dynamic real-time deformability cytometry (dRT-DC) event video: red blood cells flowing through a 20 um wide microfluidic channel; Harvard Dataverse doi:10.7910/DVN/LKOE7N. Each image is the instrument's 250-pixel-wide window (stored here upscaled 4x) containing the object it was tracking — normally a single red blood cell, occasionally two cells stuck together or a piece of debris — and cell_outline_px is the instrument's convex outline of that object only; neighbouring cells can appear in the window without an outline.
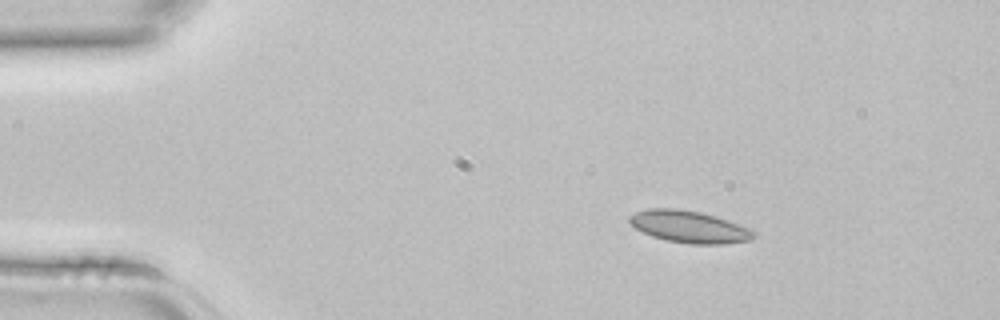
{"species": "common noctule bat (a hibernating species)", "species_latin": "Nyctalus noctula", "temperature_condition": "room temperature", "stored_images_in_passage": 2, "camera_frame_rate_fps": 3000, "um_per_image_px": 0.085, "animal": {"sex": "female", "body_mass_g": 22.7, "forearm_length_mm": 54.2}, "frame": {"image": 1, "passage_image": 1, "time_ms": 0.0, "image_size_px": [1000, 320], "cell_outline_px": [[756, 236], [752, 240], [724, 244], [692, 244], [668, 240], [652, 236], [636, 228], [628, 220], [628, 216], [636, 212], [648, 208], [676, 208], [700, 212], [716, 216], [752, 228], [756, 232]], "centroid_in_image_um": [58.64, 19.27], "position_along_channel_um": 26.4, "area_um2": 23.29}}